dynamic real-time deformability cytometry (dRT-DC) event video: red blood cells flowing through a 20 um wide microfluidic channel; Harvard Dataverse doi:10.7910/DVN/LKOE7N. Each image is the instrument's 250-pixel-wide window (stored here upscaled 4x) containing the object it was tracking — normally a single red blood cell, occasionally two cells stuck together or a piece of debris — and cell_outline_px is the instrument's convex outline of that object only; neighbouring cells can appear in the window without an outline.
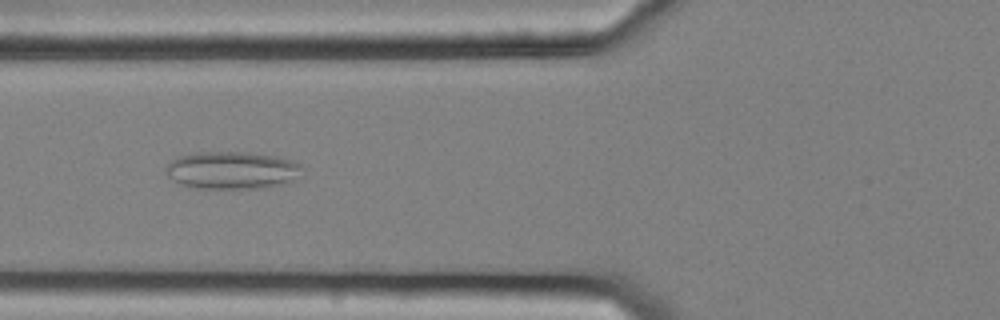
{"species": "common noctule bat (a hibernating species)", "species_latin": "Nyctalus noctula", "temperature_condition": "cold", "stored_images_in_passage": 16, "camera_frame_rate_fps": 3000, "um_per_image_px": 0.085, "animal": {"sex": "female", "body_mass_g": 25.1}, "frame": {"image": 1, "passage_image": 11, "time_ms": 3.333, "image_size_px": [1000, 320], "cell_outline_px": [[300, 168], [292, 180], [280, 184], [256, 188], [196, 188], [172, 180], [168, 176], [164, 168], [172, 160], [180, 156], [196, 152], [248, 152], [276, 156], [292, 160], [300, 164]], "centroid_in_image_um": [19.65, 14.45], "position_along_channel_um": 106.1, "area_um2": 29.3}}